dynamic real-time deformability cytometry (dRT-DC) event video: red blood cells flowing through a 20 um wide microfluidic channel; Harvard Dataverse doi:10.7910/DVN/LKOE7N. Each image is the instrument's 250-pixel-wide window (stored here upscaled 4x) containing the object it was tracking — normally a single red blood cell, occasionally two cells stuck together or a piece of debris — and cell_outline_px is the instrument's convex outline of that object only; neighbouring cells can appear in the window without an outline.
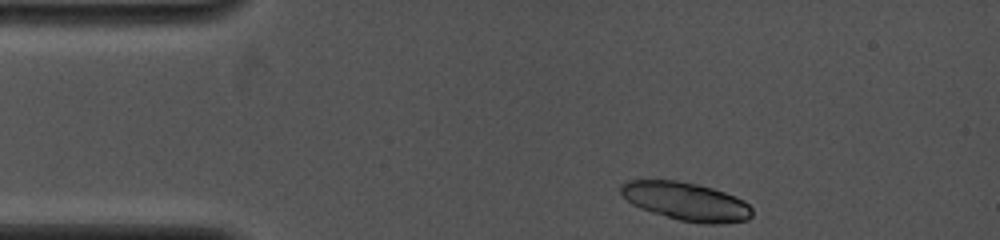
{"species": "common noctule bat (a hibernating species)", "species_latin": "Nyctalus noctula", "temperature_condition": "cold", "stored_images_in_passage": 6, "camera_frame_rate_fps": 4000, "um_per_image_px": 0.085, "animal": {"sex": "female", "body_mass_g": 19.0, "forearm_length_mm": 53.3}, "frame": {"image": 1, "passage_image": 1, "time_ms": 0.0, "image_size_px": [1000, 240], "cell_outline_px": [[752, 216], [748, 220], [720, 224], [704, 224], [680, 220], [652, 212], [640, 208], [632, 204], [620, 192], [620, 184], [628, 180], [676, 180], [696, 184], [712, 188], [736, 196], [744, 200], [752, 208]], "centroid_in_image_um": [58.34, 17.12], "position_along_channel_um": 26.7, "area_um2": 29.3}}